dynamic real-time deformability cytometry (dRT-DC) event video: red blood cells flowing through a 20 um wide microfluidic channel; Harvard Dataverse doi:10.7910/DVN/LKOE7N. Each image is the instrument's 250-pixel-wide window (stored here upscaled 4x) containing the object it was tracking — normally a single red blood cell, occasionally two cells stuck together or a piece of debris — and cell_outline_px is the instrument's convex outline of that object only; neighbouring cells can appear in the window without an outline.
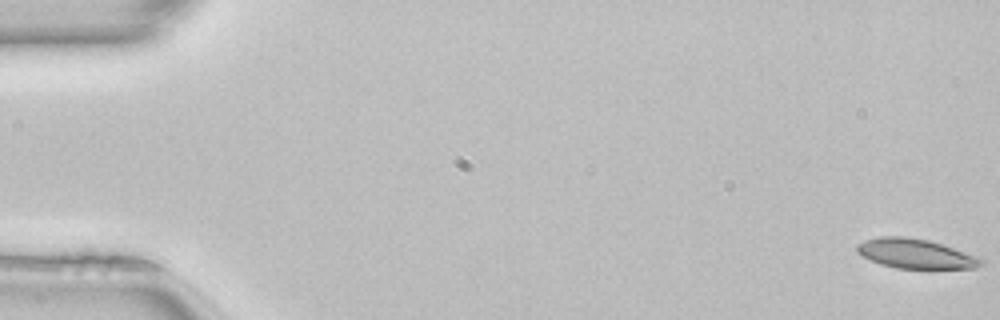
{"species": "common noctule bat (a hibernating species)", "species_latin": "Nyctalus noctula", "temperature_condition": "room temperature", "stored_images_in_passage": 52, "camera_frame_rate_fps": 3000, "um_per_image_px": 0.085, "animal": {"sex": "female", "body_mass_g": 22.7, "forearm_length_mm": 54.2}, "frame": {"image": 1, "passage_image": 1, "time_ms": 0.0, "image_size_px": [1000, 320], "cell_outline_px": [[984, 264], [976, 268], [896, 268], [880, 264], [856, 252], [856, 244], [864, 240], [880, 236], [904, 236], [928, 240], [980, 256], [984, 260]], "centroid_in_image_um": [77.84, 21.56], "position_along_channel_um": 7.2, "area_um2": 21.44}}
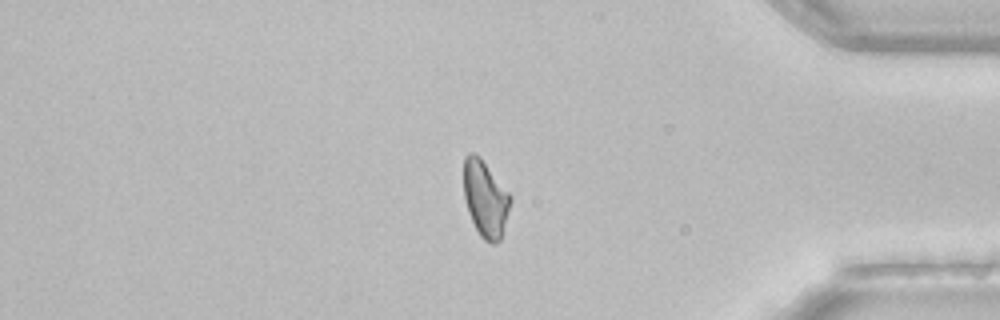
{"frame": {"image": 2, "passage_image": 43, "time_ms": 14.0, "image_size_px": [1000, 320], "cell_outline_px": [[512, 200], [500, 240], [496, 244], [492, 244], [484, 240], [480, 236], [468, 212], [464, 196], [464, 156], [468, 152], [476, 152], [480, 156], [512, 196]], "centroid_in_image_um": [41.25, 16.86], "position_along_channel_um": 393.9, "area_um2": 20.92}}